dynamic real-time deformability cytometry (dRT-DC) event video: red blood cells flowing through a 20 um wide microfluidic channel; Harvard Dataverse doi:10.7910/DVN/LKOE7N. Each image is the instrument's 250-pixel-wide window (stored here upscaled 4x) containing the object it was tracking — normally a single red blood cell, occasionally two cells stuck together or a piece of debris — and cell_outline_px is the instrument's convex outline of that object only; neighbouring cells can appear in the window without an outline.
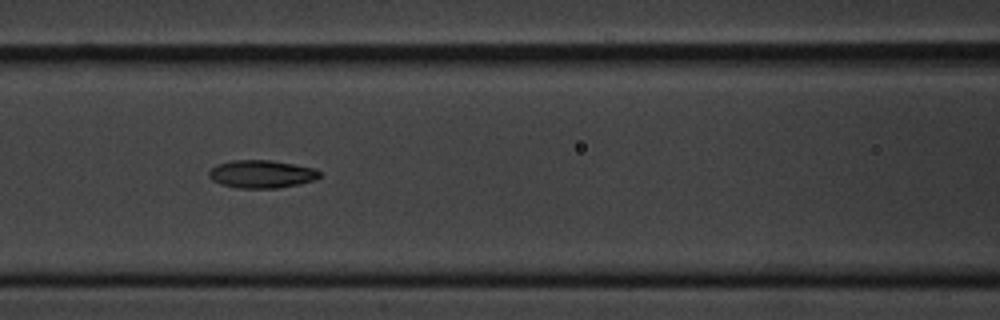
{"species": "common noctule bat (a hibernating species)", "species_latin": "Nyctalus noctula", "temperature_condition": "cold", "stored_images_in_passage": 8, "camera_frame_rate_fps": 3000, "um_per_image_px": 0.085, "animal": {"sex": "male", "body_mass_g": 20.1, "forearm_length_mm": 53.5}, "frame": {"image": 1, "passage_image": 8, "time_ms": 8.0, "image_size_px": [1000, 320], "cell_outline_px": [[320, 176], [316, 180], [300, 184], [280, 188], [236, 188], [220, 184], [212, 180], [208, 176], [208, 172], [216, 164], [232, 160], [272, 160], [316, 168], [320, 172]], "centroid_in_image_um": [22.24, 14.8], "position_along_channel_um": 144.4, "area_um2": 18.26}}